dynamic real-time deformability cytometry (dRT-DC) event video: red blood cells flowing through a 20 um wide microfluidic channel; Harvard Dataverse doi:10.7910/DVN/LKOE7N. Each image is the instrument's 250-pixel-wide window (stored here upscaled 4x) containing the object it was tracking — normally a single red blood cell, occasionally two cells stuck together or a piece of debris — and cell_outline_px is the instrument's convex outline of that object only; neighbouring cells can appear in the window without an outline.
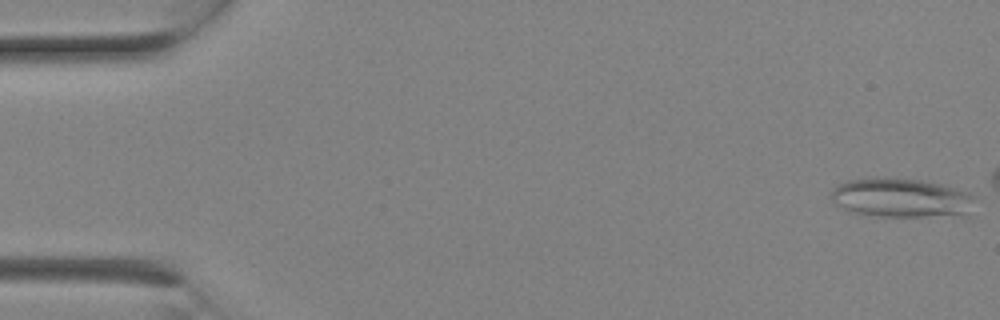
{"species": "Egyptian fruit bat (a non-hibernating species)", "species_latin": "Rousettus aegyptiacus", "temperature_condition": "room temperature", "stored_images_in_passage": 3, "segment_of_instrument_passage": [2, 2], "camera_frame_rate_fps": 3000, "um_per_image_px": 0.085, "animal": {"sex": "female"}, "frame": {"image": 1, "passage_image": 3, "time_ms": 0.667, "image_size_px": [1000, 320], "cell_outline_px": [[972, 196], [968, 216], [880, 216], [848, 212], [836, 204], [832, 200], [832, 192], [840, 184], [848, 180], [888, 176], [920, 180], [940, 184], [956, 188], [968, 192]], "centroid_in_image_um": [76.59, 16.81], "position_along_channel_um": 8.4, "area_um2": 32.77}}